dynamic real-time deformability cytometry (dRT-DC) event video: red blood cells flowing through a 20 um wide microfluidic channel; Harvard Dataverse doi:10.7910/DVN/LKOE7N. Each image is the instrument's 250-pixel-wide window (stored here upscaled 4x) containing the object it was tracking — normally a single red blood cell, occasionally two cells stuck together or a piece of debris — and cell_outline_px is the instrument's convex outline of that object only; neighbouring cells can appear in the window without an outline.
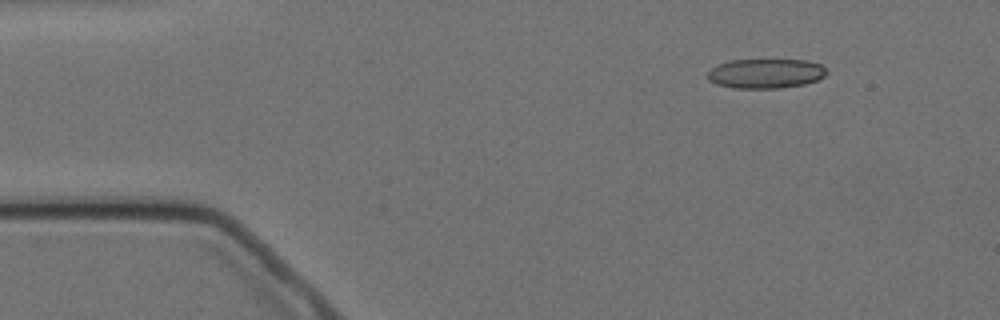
{"species": "Egyptian fruit bat (a non-hibernating species)", "species_latin": "Rousettus aegyptiacus", "temperature_condition": "cold", "stored_images_in_passage": 8, "camera_frame_rate_fps": 3000, "um_per_image_px": 0.085, "animal": {"sex": "female"}, "frame": {"image": 1, "passage_image": 2, "time_ms": 1.0, "image_size_px": [1000, 320], "cell_outline_px": [[828, 72], [824, 76], [816, 80], [804, 84], [780, 88], [732, 88], [716, 84], [708, 80], [708, 72], [712, 68], [720, 64], [732, 60], [808, 60], [820, 64], [828, 68]], "centroid_in_image_um": [65.11, 6.25], "position_along_channel_um": 19.9, "area_um2": 20.52}}
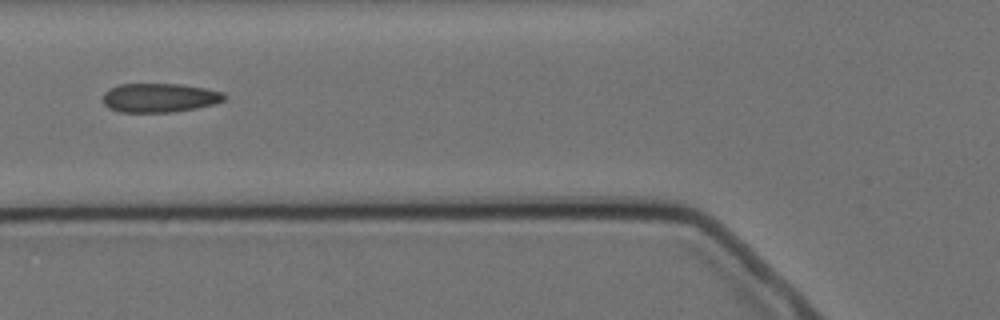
{"frame": {"image": 2, "passage_image": 6, "time_ms": 5.667, "image_size_px": [1000, 320], "cell_outline_px": [[224, 100], [212, 104], [196, 108], [172, 112], [120, 112], [108, 108], [104, 104], [104, 92], [108, 88], [120, 84], [180, 84], [204, 88], [220, 92], [224, 96]], "centroid_in_image_um": [13.49, 8.31], "position_along_channel_um": 112.3, "area_um2": 20.35}}
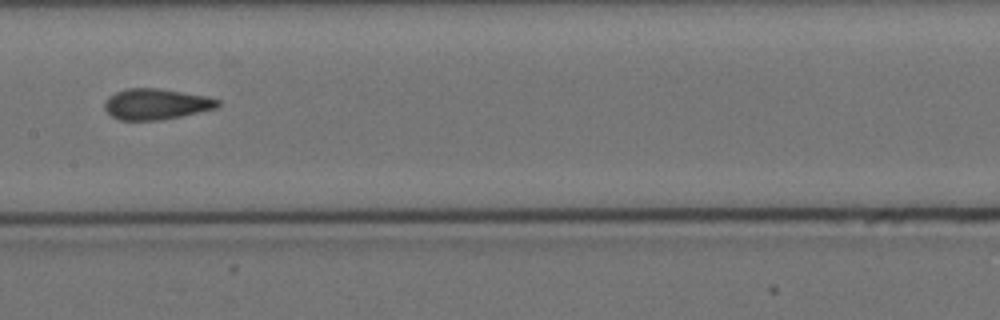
{"frame": {"image": 3, "passage_image": 8, "time_ms": 8.0, "image_size_px": [1000, 320], "cell_outline_px": [[220, 104], [216, 108], [180, 116], [160, 120], [120, 120], [112, 116], [104, 108], [104, 104], [108, 96], [124, 88], [160, 88], [204, 96], [220, 100]], "centroid_in_image_um": [13.23, 8.84], "position_along_channel_um": 194.2, "area_um2": 20.23}}